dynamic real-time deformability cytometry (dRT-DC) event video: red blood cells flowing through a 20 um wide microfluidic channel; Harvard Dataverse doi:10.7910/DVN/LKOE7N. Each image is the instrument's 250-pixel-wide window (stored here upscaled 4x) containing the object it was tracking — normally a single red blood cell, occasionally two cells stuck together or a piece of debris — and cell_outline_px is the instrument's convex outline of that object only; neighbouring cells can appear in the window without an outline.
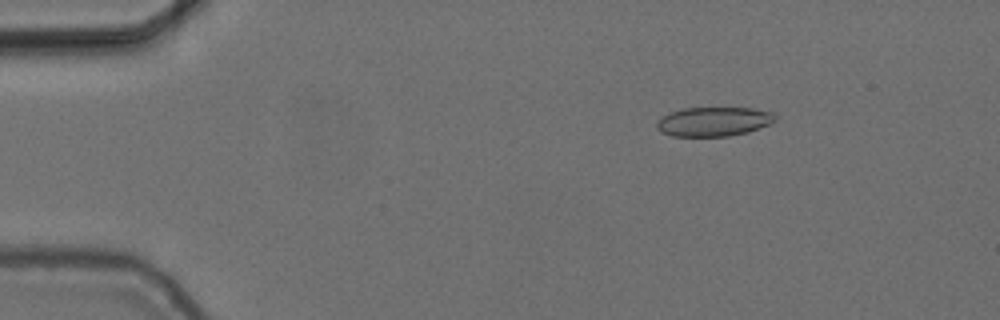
{"species": "common noctule bat (a hibernating species)", "species_latin": "Nyctalus noctula", "temperature_condition": "cold", "stored_images_in_passage": 20, "camera_frame_rate_fps": 3000, "um_per_image_px": 0.085, "animal": {"sex": "female", "body_mass_g": 24.6, "forearm_length_mm": 56.2}, "frame": {"image": 1, "passage_image": 9, "time_ms": 2.667, "image_size_px": [1000, 320], "cell_outline_px": [[776, 120], [760, 128], [748, 132], [728, 136], [672, 136], [660, 132], [656, 128], [656, 120], [668, 112], [684, 108], [752, 108], [772, 112], [776, 116]], "centroid_in_image_um": [60.62, 10.33], "position_along_channel_um": 24.4, "area_um2": 20.35}}
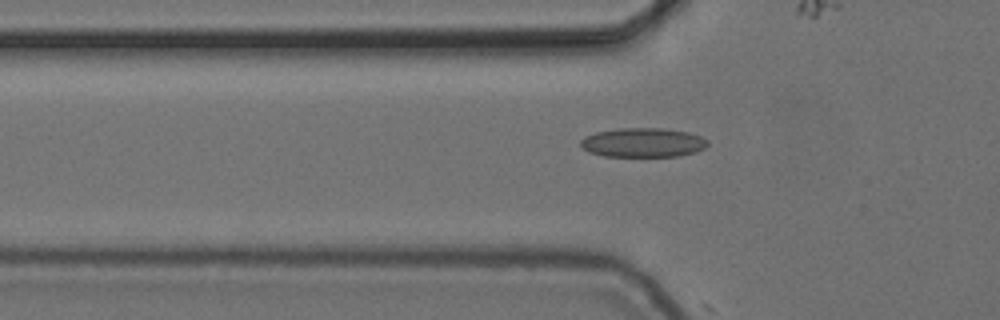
{"frame": {"image": 2, "passage_image": 19, "time_ms": 6.0, "image_size_px": [1000, 320], "cell_outline_px": [[708, 144], [704, 148], [696, 152], [680, 156], [604, 156], [588, 152], [580, 144], [580, 140], [584, 136], [596, 132], [620, 128], [664, 128], [688, 132], [700, 136], [708, 140]], "centroid_in_image_um": [54.65, 12.11], "position_along_channel_um": 71.1, "area_um2": 21.73}}